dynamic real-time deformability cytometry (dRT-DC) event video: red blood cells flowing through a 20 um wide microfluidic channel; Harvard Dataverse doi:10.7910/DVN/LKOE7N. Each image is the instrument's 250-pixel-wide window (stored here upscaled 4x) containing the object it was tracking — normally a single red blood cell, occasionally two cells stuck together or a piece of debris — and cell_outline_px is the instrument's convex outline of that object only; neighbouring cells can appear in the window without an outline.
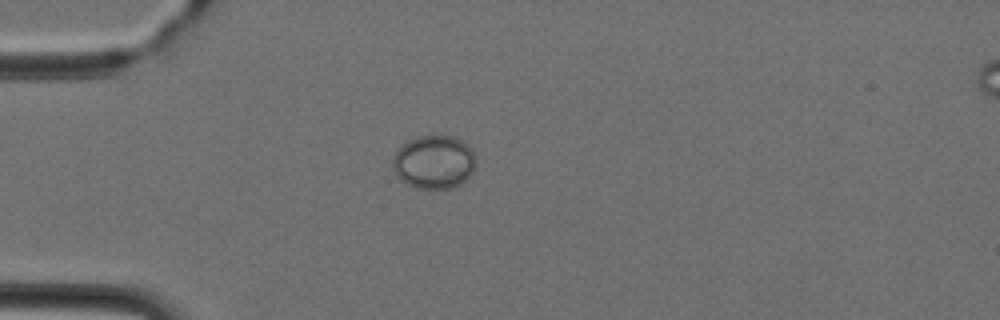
{"species": "Egyptian fruit bat (a non-hibernating species)", "species_latin": "Rousettus aegyptiacus", "temperature_condition": "cold", "stored_images_in_passage": 36, "camera_frame_rate_fps": 3000, "um_per_image_px": 0.085, "animal": {"sex": "female"}, "frame": {"image": 1, "passage_image": 1, "time_ms": 0.0, "image_size_px": [1000, 320], "cell_outline_px": [[476, 164], [472, 172], [460, 184], [452, 188], [416, 188], [408, 184], [396, 176], [392, 168], [392, 156], [408, 140], [416, 136], [452, 136], [468, 144], [476, 160]], "centroid_in_image_um": [36.87, 13.77], "position_along_channel_um": 48.1, "area_um2": 25.84}}
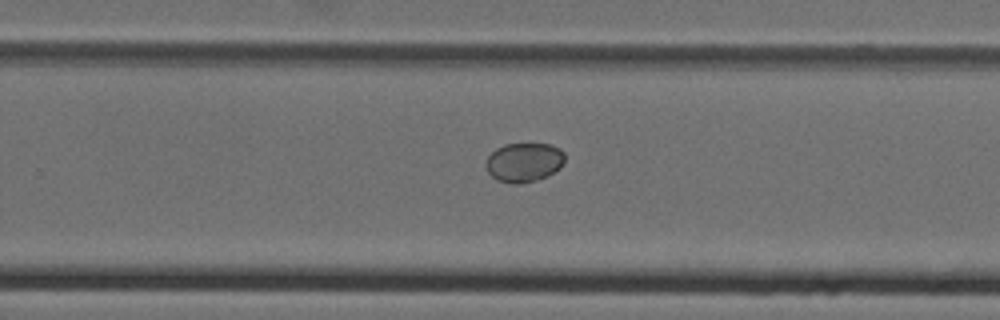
{"frame": {"image": 2, "passage_image": 19, "time_ms": 6.0, "image_size_px": [1000, 320], "cell_outline_px": [[564, 160], [552, 172], [536, 180], [520, 184], [512, 184], [496, 180], [488, 172], [484, 164], [488, 156], [496, 148], [504, 144], [552, 144], [560, 148], [564, 152]], "centroid_in_image_um": [44.48, 13.79], "position_along_channel_um": 285.3, "area_um2": 17.92}}
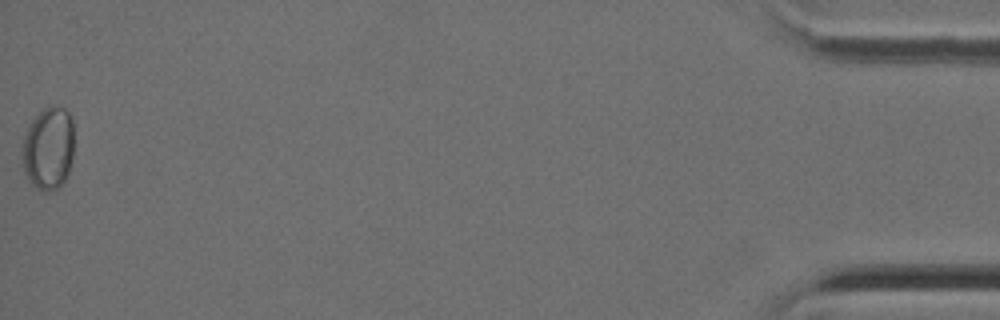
{"frame": {"image": 3, "passage_image": 36, "time_ms": 11.667, "image_size_px": [1000, 320], "cell_outline_px": [[72, 156], [68, 172], [64, 180], [56, 188], [48, 192], [44, 192], [36, 188], [28, 180], [24, 168], [24, 136], [32, 120], [44, 108], [64, 108], [68, 112], [72, 120]], "centroid_in_image_um": [4.12, 12.64], "position_along_channel_um": 431.1, "area_um2": 24.22}}